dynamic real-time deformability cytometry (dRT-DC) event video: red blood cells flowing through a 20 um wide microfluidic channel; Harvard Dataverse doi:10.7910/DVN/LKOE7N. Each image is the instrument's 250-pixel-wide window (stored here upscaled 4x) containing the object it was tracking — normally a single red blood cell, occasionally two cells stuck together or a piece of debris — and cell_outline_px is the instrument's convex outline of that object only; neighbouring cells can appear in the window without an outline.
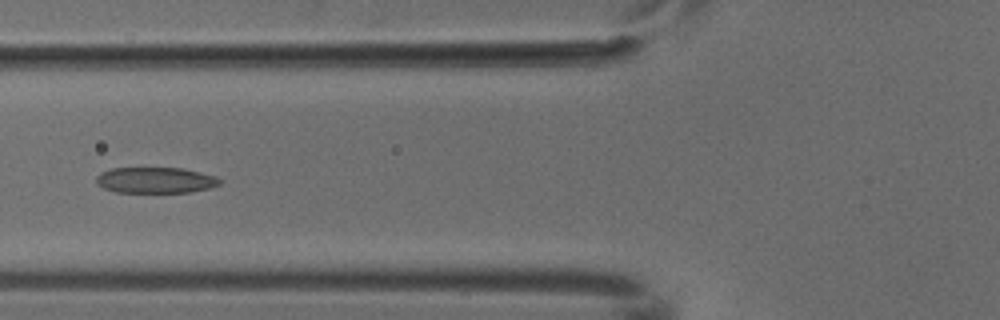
{"species": "common noctule bat (a hibernating species)", "species_latin": "Nyctalus noctula", "temperature_condition": "cold", "stored_images_in_passage": 6, "camera_frame_rate_fps": 3000, "um_per_image_px": 0.085, "animal": {"sex": "male", "body_mass_g": 18.8}, "frame": {"image": 1, "passage_image": 5, "time_ms": 1.333, "image_size_px": [1000, 320], "cell_outline_px": [[220, 184], [212, 188], [188, 192], [116, 192], [104, 188], [96, 184], [96, 176], [100, 172], [112, 168], [184, 168], [216, 176], [220, 180]], "centroid_in_image_um": [13.21, 15.31], "position_along_channel_um": 112.6, "area_um2": 18.73}}
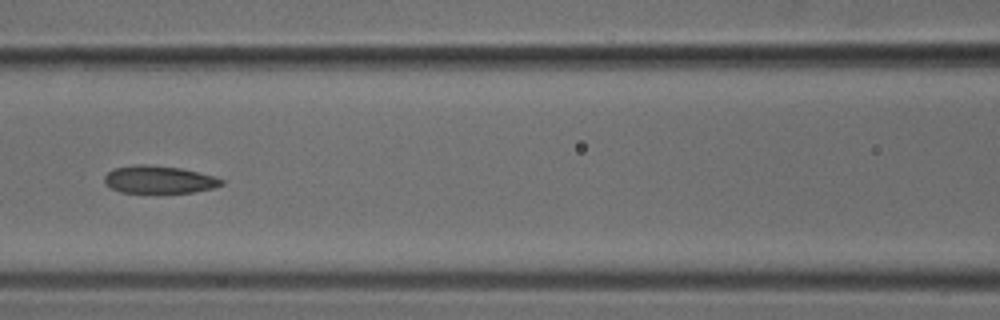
{"frame": {"image": 2, "passage_image": 6, "time_ms": 1.667, "image_size_px": [1000, 320], "cell_outline_px": [[224, 184], [212, 188], [192, 192], [120, 192], [104, 184], [104, 176], [112, 168], [136, 164], [148, 164], [180, 168], [216, 176], [224, 180]], "centroid_in_image_um": [13.5, 15.25], "position_along_channel_um": 153.1, "area_um2": 18.84}}